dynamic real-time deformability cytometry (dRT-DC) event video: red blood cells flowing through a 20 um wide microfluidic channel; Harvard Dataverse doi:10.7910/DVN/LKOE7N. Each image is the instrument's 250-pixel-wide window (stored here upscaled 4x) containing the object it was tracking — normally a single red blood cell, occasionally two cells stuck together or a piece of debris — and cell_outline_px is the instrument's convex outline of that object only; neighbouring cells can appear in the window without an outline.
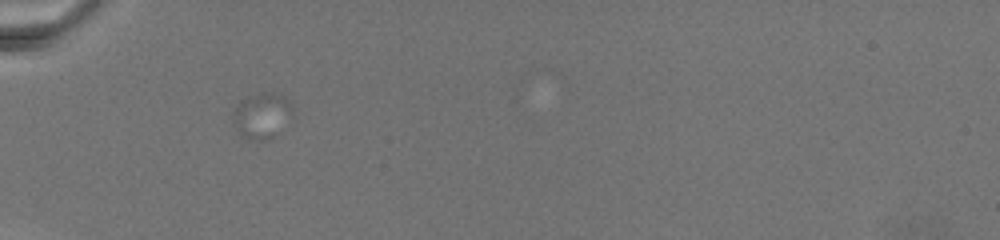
{"species": "common noctule bat (a hibernating species)", "species_latin": "Nyctalus noctula", "temperature_condition": "warm", "stored_images_in_passage": 14, "camera_frame_rate_fps": 3000, "um_per_image_px": 0.085, "animal": {"sex": "female", "body_mass_g": 19.5, "forearm_length_mm": 54.1}, "frame": {"image": 1, "passage_image": 1, "time_ms": 0.0, "image_size_px": [1000, 240], "cell_outline_px": [[292, 108], [272, 136], [264, 140], [252, 140], [244, 136], [240, 132], [236, 124], [236, 108], [240, 100], [264, 92], [272, 92], [284, 96], [292, 104]], "centroid_in_image_um": [22.24, 9.77], "position_along_channel_um": 62.8, "area_um2": 14.39}}
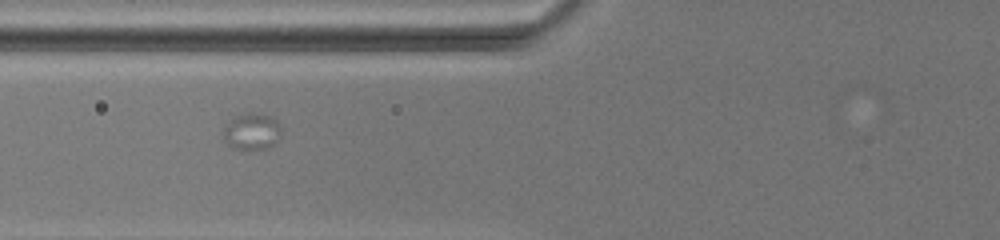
{"frame": {"image": 2, "passage_image": 3, "time_ms": 2.0, "image_size_px": [1000, 240], "cell_outline_px": [[280, 132], [276, 140], [272, 144], [264, 148], [248, 152], [232, 148], [228, 144], [224, 136], [224, 124], [236, 116], [252, 112], [272, 116], [276, 120], [280, 128]], "centroid_in_image_um": [21.37, 11.19], "position_along_channel_um": 104.4, "area_um2": 12.37}}
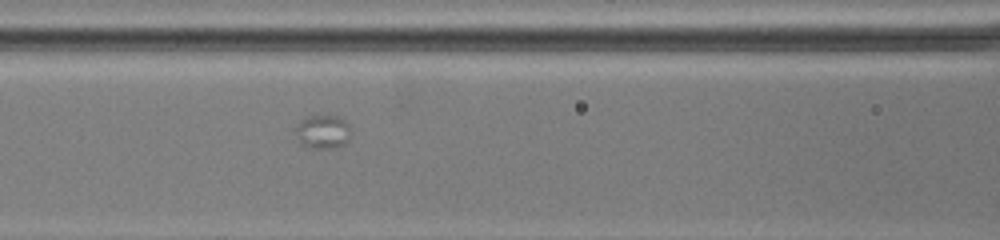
{"frame": {"image": 3, "passage_image": 5, "time_ms": 3.333, "image_size_px": [1000, 240], "cell_outline_px": [[352, 132], [348, 140], [344, 144], [332, 148], [308, 148], [300, 144], [296, 132], [296, 128], [308, 116], [316, 112], [340, 116], [348, 124]], "centroid_in_image_um": [27.48, 11.16], "position_along_channel_um": 139.1, "area_um2": 11.21}}